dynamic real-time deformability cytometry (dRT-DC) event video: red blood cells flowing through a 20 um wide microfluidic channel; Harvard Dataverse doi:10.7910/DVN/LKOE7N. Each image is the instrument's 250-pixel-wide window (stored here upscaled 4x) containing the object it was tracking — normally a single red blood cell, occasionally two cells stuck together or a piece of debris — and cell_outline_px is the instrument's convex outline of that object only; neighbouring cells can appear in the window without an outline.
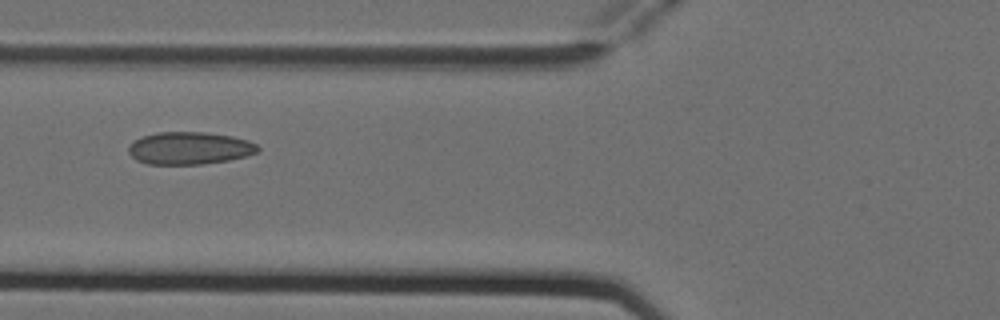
{"species": "Egyptian fruit bat (a non-hibernating species)", "species_latin": "Rousettus aegyptiacus", "temperature_condition": "cold", "stored_images_in_passage": 5, "camera_frame_rate_fps": 3000, "um_per_image_px": 0.085, "animal": {"sex": "female"}, "frame": {"image": 1, "passage_image": 3, "time_ms": 0.667, "image_size_px": [1000, 320], "cell_outline_px": [[260, 148], [256, 152], [248, 156], [228, 160], [200, 164], [148, 164], [136, 160], [128, 152], [128, 148], [136, 140], [144, 136], [156, 132], [204, 132], [232, 136], [248, 140], [256, 144]], "centroid_in_image_um": [16.13, 12.59], "position_along_channel_um": 109.7, "area_um2": 24.33}}
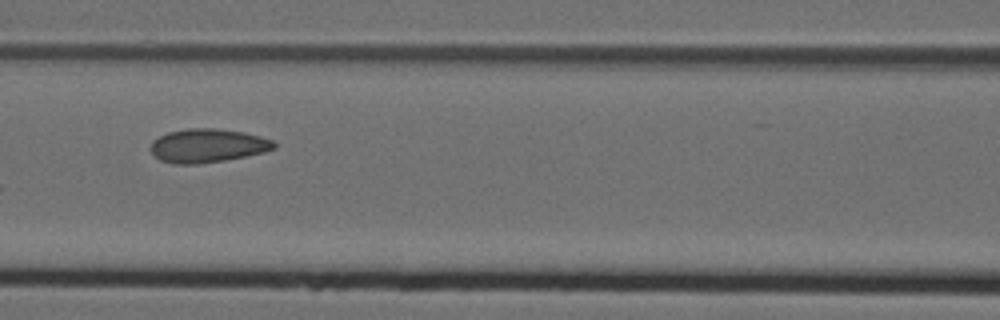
{"frame": {"image": 2, "passage_image": 4, "time_ms": 1.0, "image_size_px": [1000, 320], "cell_outline_px": [[276, 148], [264, 152], [224, 160], [196, 164], [172, 164], [160, 160], [148, 148], [152, 140], [168, 132], [188, 128], [212, 128], [244, 132], [260, 136], [272, 140], [276, 144]], "centroid_in_image_um": [17.61, 12.38], "position_along_channel_um": 149.0, "area_um2": 24.22}}
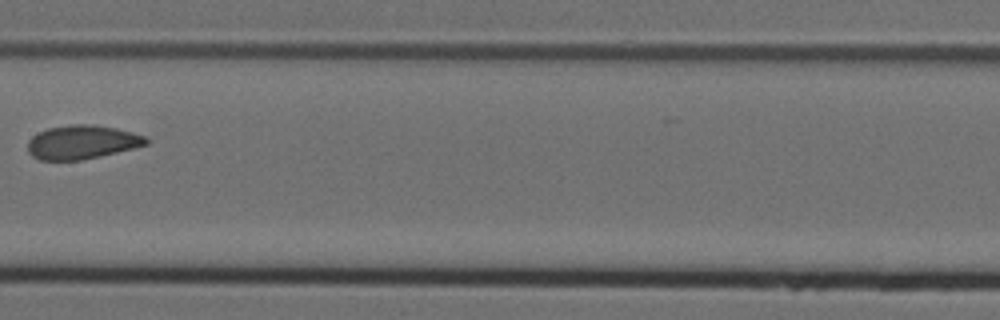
{"frame": {"image": 3, "passage_image": 5, "time_ms": 1.333, "image_size_px": [1000, 320], "cell_outline_px": [[148, 144], [100, 156], [80, 160], [40, 160], [32, 156], [28, 152], [28, 140], [32, 136], [48, 128], [72, 124], [92, 124], [116, 128], [148, 136]], "centroid_in_image_um": [6.97, 12.08], "position_along_channel_um": 200.4, "area_um2": 23.29}}